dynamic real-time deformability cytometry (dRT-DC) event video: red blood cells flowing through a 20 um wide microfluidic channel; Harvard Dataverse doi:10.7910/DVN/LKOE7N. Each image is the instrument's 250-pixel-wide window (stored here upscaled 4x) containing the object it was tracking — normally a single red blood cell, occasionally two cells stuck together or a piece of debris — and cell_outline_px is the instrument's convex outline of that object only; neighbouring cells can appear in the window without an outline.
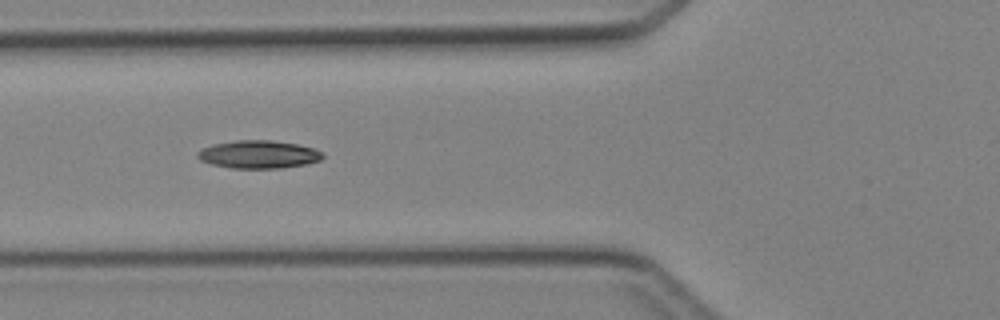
{"species": "Egyptian fruit bat (a non-hibernating species)", "species_latin": "Rousettus aegyptiacus", "temperature_condition": "cold", "stored_images_in_passage": 5, "camera_frame_rate_fps": 3000, "um_per_image_px": 0.085, "animal": {"sex": "female"}, "frame": {"image": 1, "passage_image": 5, "time_ms": 5.667, "image_size_px": [1000, 320], "cell_outline_px": [[324, 156], [320, 160], [304, 164], [280, 168], [232, 168], [212, 164], [200, 160], [196, 156], [196, 152], [212, 144], [236, 140], [268, 140], [296, 144], [312, 148], [324, 152]], "centroid_in_image_um": [21.96, 13.12], "position_along_channel_um": 103.8, "area_um2": 20.23}}